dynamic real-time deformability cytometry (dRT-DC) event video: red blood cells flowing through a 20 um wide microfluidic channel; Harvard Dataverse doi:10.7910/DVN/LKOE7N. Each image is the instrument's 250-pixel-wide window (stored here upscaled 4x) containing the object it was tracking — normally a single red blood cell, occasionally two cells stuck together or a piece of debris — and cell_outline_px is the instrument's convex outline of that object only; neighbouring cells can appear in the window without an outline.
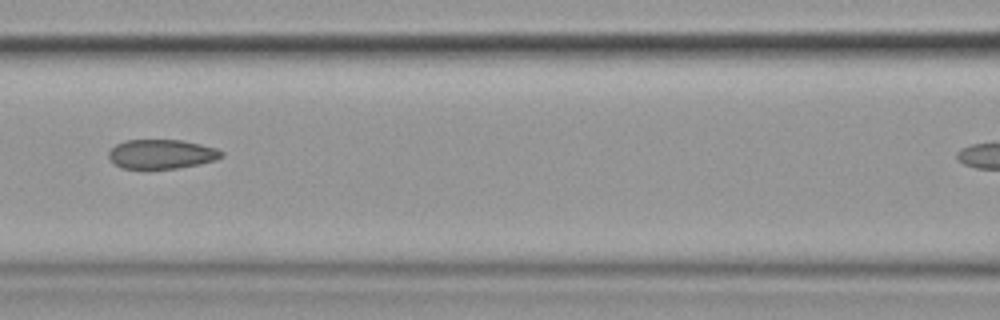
{"species": "common noctule bat (a hibernating species)", "species_latin": "Nyctalus noctula", "temperature_condition": "cold", "stored_images_in_passage": 9, "camera_frame_rate_fps": 3000, "um_per_image_px": 0.085, "animal": {"sex": "female", "body_mass_g": 19.9}, "frame": {"image": 1, "passage_image": 6, "time_ms": 5.667, "image_size_px": [1000, 320], "cell_outline_px": [[224, 156], [216, 160], [176, 168], [124, 168], [116, 164], [108, 156], [108, 152], [116, 144], [124, 140], [184, 140], [216, 148], [224, 152]], "centroid_in_image_um": [13.75, 13.08], "position_along_channel_um": 152.8, "area_um2": 19.07}}
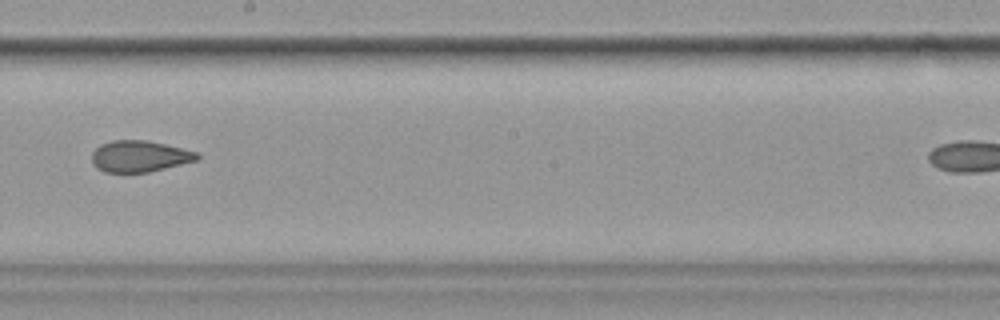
{"frame": {"image": 2, "passage_image": 8, "time_ms": 8.0, "image_size_px": [1000, 320], "cell_outline_px": [[200, 156], [196, 160], [148, 172], [104, 172], [96, 168], [92, 164], [92, 152], [100, 144], [112, 140], [144, 140], [164, 144], [196, 152]], "centroid_in_image_um": [11.79, 13.28], "position_along_channel_um": 236.4, "area_um2": 19.02}}